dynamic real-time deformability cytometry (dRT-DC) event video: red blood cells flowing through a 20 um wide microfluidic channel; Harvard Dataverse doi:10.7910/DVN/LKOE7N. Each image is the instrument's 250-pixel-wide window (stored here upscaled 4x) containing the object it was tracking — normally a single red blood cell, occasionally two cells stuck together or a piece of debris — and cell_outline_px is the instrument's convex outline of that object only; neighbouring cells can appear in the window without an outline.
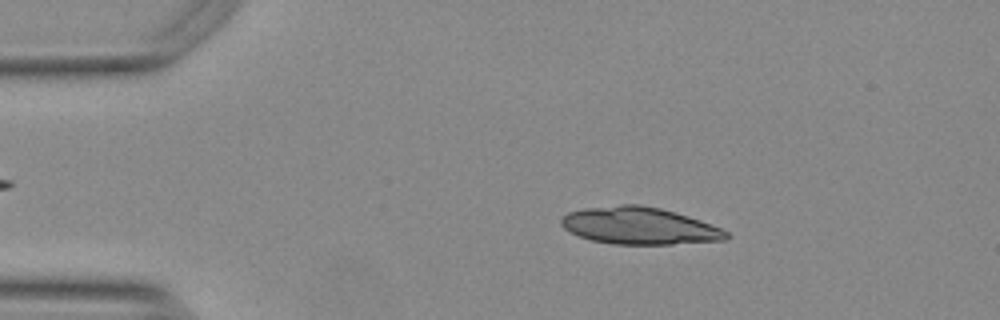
{"species": "Egyptian fruit bat (a non-hibernating species)", "species_latin": "Rousettus aegyptiacus", "temperature_condition": "warm", "stored_images_in_passage": 52, "camera_frame_rate_fps": 3000, "um_per_image_px": 0.085, "animal": {"sex": "female"}, "frame": {"image": 1, "passage_image": 9, "time_ms": 2.667, "image_size_px": [1000, 320], "cell_outline_px": [[728, 240], [672, 244], [612, 244], [592, 240], [580, 236], [564, 228], [560, 224], [560, 220], [568, 212], [584, 208], [620, 204], [640, 204], [660, 208], [676, 212], [700, 220], [720, 228], [728, 232]], "centroid_in_image_um": [54.35, 19.19], "position_along_channel_um": 30.7, "area_um2": 35.66}}